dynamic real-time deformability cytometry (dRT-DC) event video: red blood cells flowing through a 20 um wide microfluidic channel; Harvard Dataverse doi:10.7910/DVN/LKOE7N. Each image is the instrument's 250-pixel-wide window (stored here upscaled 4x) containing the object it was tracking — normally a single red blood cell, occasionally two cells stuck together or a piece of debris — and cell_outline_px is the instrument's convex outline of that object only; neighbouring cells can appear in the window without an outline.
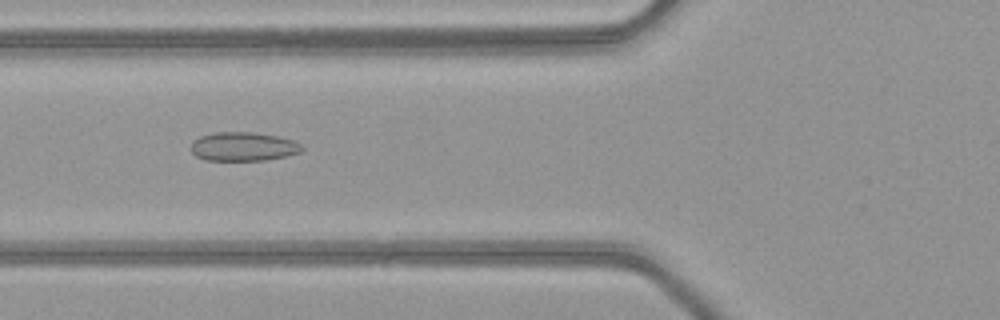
{"species": "common noctule bat (a hibernating species)", "species_latin": "Nyctalus noctula", "temperature_condition": "warm", "stored_images_in_passage": 50, "camera_frame_rate_fps": 3000, "um_per_image_px": 0.085, "animal": {"sex": "female", "body_mass_g": 21.9}, "frame": {"image": 1, "passage_image": 19, "time_ms": 6.0, "image_size_px": [1000, 320], "cell_outline_px": [[304, 148], [300, 152], [288, 156], [268, 160], [204, 160], [196, 156], [192, 152], [192, 140], [200, 136], [216, 132], [252, 132], [276, 136], [296, 140]], "centroid_in_image_um": [20.7, 12.46], "position_along_channel_um": 105.1, "area_um2": 18.79}}
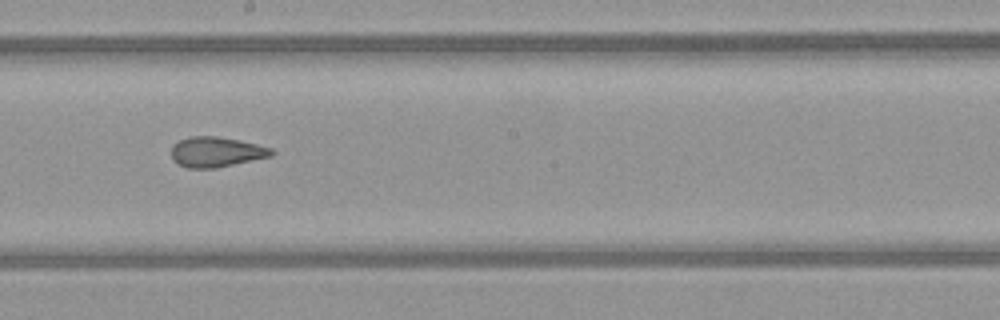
{"frame": {"image": 2, "passage_image": 28, "time_ms": 9.0, "image_size_px": [1000, 320], "cell_outline_px": [[276, 152], [272, 156], [216, 168], [188, 168], [176, 164], [172, 160], [172, 144], [188, 136], [216, 136], [240, 140], [272, 148]], "centroid_in_image_um": [18.37, 12.91], "position_along_channel_um": 229.8, "area_um2": 17.8}}
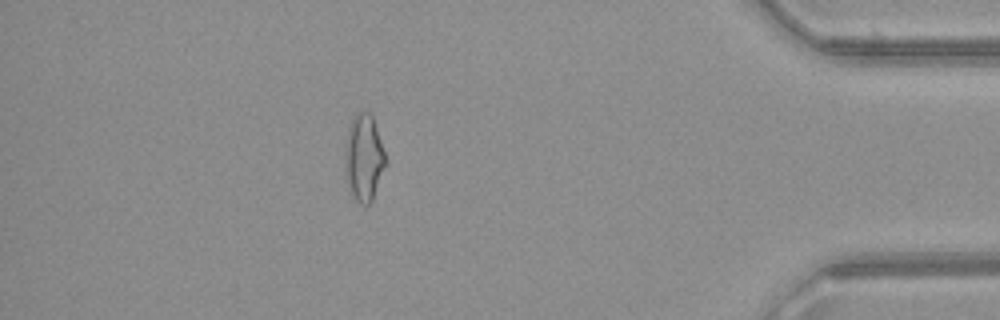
{"frame": {"image": 3, "passage_image": 44, "time_ms": 14.333, "image_size_px": [1000, 320], "cell_outline_px": [[384, 164], [372, 200], [368, 204], [360, 204], [352, 196], [344, 168], [344, 148], [348, 128], [352, 116], [356, 112], [368, 112], [372, 116], [384, 152]], "centroid_in_image_um": [30.86, 13.37], "position_along_channel_um": 404.3, "area_um2": 20.06}, "authors_computed_cell_mechanics": {"area_um2": 19.5942, "velocity_mm_per_s": 4.1319, "shape_relaxation_time_tau1_ms": null, "shape_relaxation_time_tau2_ms": 2.2401, "deformation_change_tau1": null, "deformation_change_tau2": 0.1034}}